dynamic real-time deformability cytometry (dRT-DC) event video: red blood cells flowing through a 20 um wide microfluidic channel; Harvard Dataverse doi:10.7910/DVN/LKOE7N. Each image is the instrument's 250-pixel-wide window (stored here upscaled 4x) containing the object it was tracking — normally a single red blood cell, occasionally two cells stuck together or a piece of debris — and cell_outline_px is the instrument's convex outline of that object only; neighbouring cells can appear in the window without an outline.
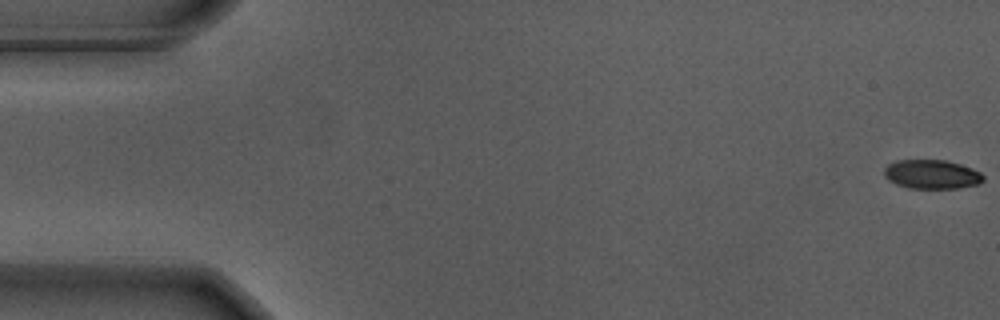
{"species": "Egyptian fruit bat (a non-hibernating species)", "species_latin": "Rousettus aegyptiacus", "temperature_condition": "warm", "stored_images_in_passage": 57, "camera_frame_rate_fps": 3000, "um_per_image_px": 0.085, "animal": {"sex": "male"}, "frame": {"image": 1, "passage_image": 1, "time_ms": 0.0, "image_size_px": [1000, 320], "cell_outline_px": [[984, 180], [980, 184], [960, 188], [908, 188], [896, 184], [888, 180], [884, 176], [884, 168], [888, 164], [896, 160], [948, 160], [972, 168], [980, 172], [984, 176]], "centroid_in_image_um": [79.21, 14.82], "position_along_channel_um": 5.8, "area_um2": 16.99}}
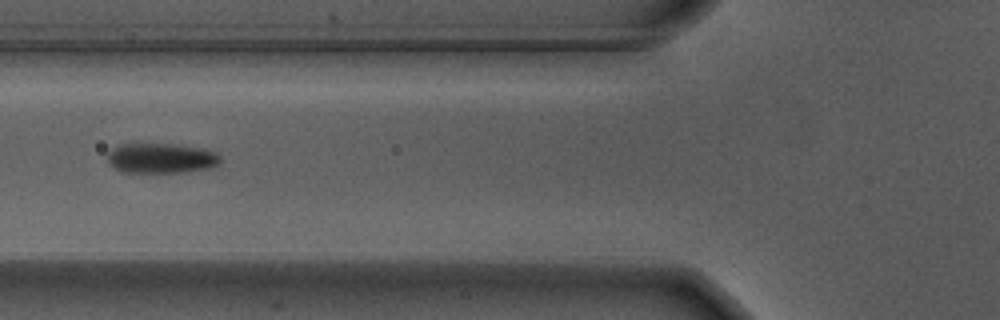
{"frame": {"image": 2, "passage_image": 22, "time_ms": 7.0, "image_size_px": [1000, 320], "cell_outline_px": [[220, 160], [212, 168], [188, 172], [120, 172], [112, 168], [108, 164], [108, 152], [116, 144], [172, 144], [204, 148], [216, 152], [220, 156]], "centroid_in_image_um": [13.67, 13.45], "position_along_channel_um": 112.1, "area_um2": 20.06}}
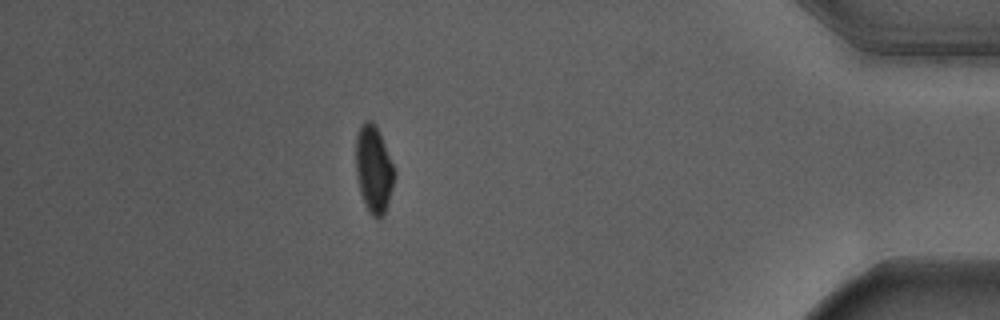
{"frame": {"image": 3, "passage_image": 50, "time_ms": 16.333, "image_size_px": [1000, 320], "cell_outline_px": [[396, 172], [392, 188], [384, 212], [380, 220], [376, 220], [368, 212], [364, 204], [360, 192], [356, 172], [356, 136], [360, 124], [364, 120], [372, 120], [380, 132]], "centroid_in_image_um": [31.76, 14.37], "position_along_channel_um": 403.4, "area_um2": 19.77}, "authors_computed_cell_mechanics": {"area_um2": 19.7098, "velocity_mm_per_s": 3.6616, "shape_relaxation_time_tau1_ms": 2.9883, "shape_relaxation_time_tau2_ms": null, "deformation_change_tau1": 0.1377, "deformation_change_tau2": null}}